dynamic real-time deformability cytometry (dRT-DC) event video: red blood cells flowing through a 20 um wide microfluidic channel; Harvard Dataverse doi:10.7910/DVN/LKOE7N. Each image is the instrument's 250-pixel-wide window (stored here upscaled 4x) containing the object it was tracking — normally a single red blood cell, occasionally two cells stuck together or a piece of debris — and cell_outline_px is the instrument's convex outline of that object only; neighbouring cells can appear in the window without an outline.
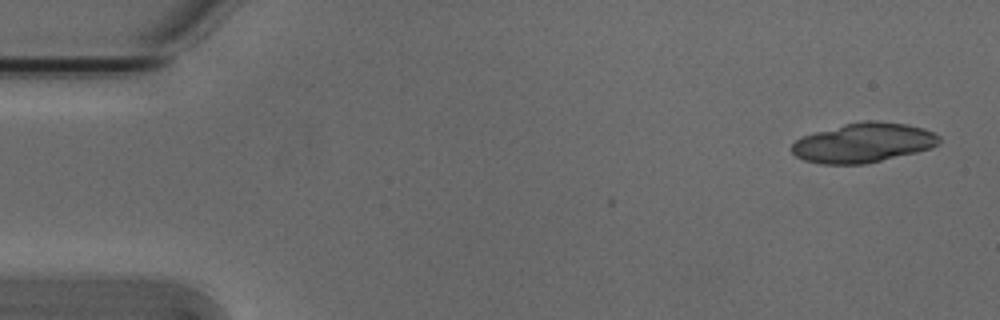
{"species": "Egyptian fruit bat (a non-hibernating species)", "species_latin": "Rousettus aegyptiacus", "temperature_condition": "cold", "stored_images_in_passage": 3, "camera_frame_rate_fps": 3000, "um_per_image_px": 0.085, "animal": {"sex": "male"}, "frame": {"image": 1, "passage_image": 1, "time_ms": 0.0, "image_size_px": [1000, 320], "cell_outline_px": [[940, 140], [932, 148], [916, 152], [864, 164], [820, 164], [804, 160], [796, 156], [792, 152], [792, 144], [796, 140], [804, 136], [816, 132], [844, 124], [864, 120], [876, 120], [908, 124], [924, 128], [940, 136]], "centroid_in_image_um": [73.4, 12.13], "position_along_channel_um": 11.6, "area_um2": 33.81}}